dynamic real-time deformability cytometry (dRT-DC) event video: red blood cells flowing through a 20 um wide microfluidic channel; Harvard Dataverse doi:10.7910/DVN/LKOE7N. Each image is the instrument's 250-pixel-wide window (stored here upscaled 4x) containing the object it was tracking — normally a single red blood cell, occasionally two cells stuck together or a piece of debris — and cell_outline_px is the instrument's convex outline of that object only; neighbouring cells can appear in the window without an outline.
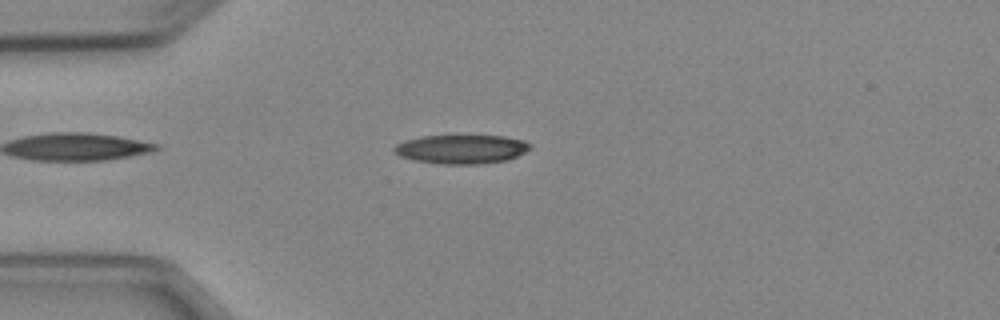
{"species": "Egyptian fruit bat (a non-hibernating species)", "species_latin": "Rousettus aegyptiacus", "temperature_condition": "cold", "stored_images_in_passage": 3, "camera_frame_rate_fps": 3000, "um_per_image_px": 0.085, "animal": {"sex": "female"}, "frame": {"image": 1, "passage_image": 3, "time_ms": 2.333, "image_size_px": [1000, 320], "cell_outline_px": [[532, 148], [508, 160], [480, 164], [440, 164], [416, 160], [400, 156], [392, 148], [396, 144], [420, 136], [504, 136], [524, 140], [532, 144]], "centroid_in_image_um": [39.26, 12.68], "position_along_channel_um": 45.7, "area_um2": 22.83}}